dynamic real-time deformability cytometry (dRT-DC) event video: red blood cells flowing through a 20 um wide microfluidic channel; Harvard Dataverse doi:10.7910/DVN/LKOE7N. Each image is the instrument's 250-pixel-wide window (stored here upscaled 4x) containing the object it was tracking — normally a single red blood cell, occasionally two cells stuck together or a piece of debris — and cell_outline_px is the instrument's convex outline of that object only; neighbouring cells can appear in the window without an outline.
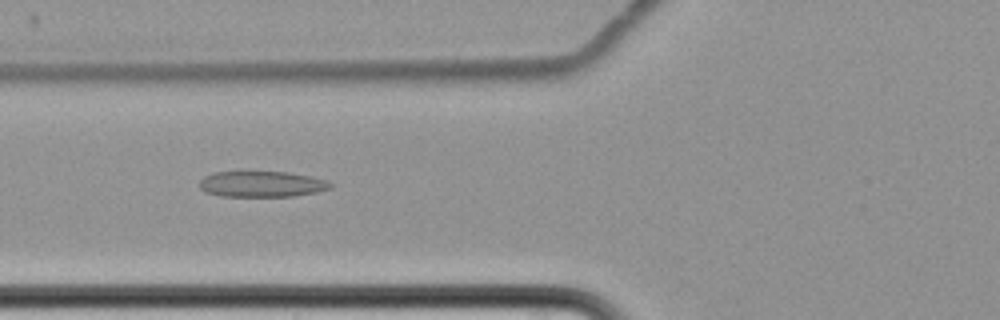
{"species": "common noctule bat (a hibernating species)", "species_latin": "Nyctalus noctula", "temperature_condition": "cold", "stored_images_in_passage": 4, "camera_frame_rate_fps": 3000, "um_per_image_px": 0.085, "animal": {"sex": "female", "body_mass_g": 22.7, "forearm_length_mm": 54.2}, "frame": {"image": 1, "passage_image": 3, "time_ms": 2.667, "image_size_px": [1000, 320], "cell_outline_px": [[332, 188], [316, 192], [292, 196], [220, 196], [204, 192], [200, 188], [200, 180], [204, 176], [212, 172], [240, 168], [244, 168], [288, 172], [312, 176], [328, 180], [332, 184]], "centroid_in_image_um": [22.19, 15.58], "position_along_channel_um": 103.6, "area_um2": 20.98}}
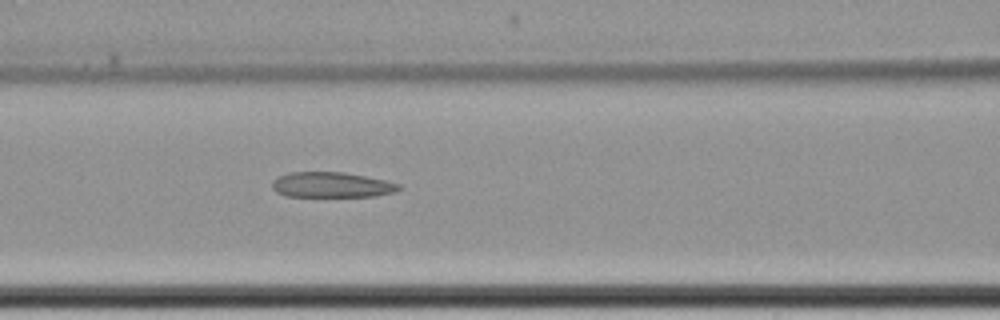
{"frame": {"image": 2, "passage_image": 4, "time_ms": 3.667, "image_size_px": [1000, 320], "cell_outline_px": [[404, 188], [396, 192], [376, 196], [288, 196], [276, 192], [272, 188], [272, 180], [288, 172], [344, 172], [384, 180], [400, 184]], "centroid_in_image_um": [28.21, 15.71], "position_along_channel_um": 138.4, "area_um2": 18.73}}